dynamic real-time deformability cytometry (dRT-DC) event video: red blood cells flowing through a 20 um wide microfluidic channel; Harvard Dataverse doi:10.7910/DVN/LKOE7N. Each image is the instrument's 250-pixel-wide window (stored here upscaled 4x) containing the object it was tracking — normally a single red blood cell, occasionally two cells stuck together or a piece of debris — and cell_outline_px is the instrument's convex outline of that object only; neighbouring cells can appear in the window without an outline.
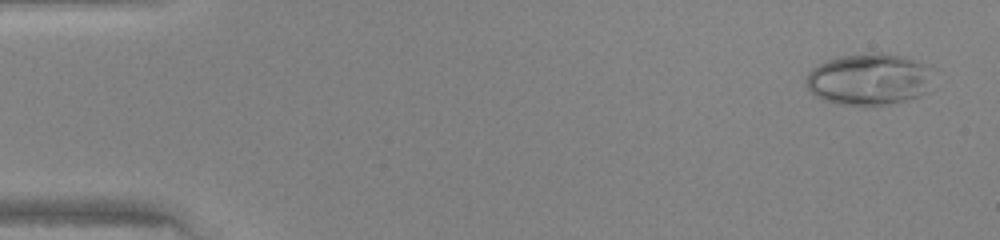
{"species": "human", "species_latin": "Homo sapiens", "temperature_condition": "warm", "stored_images_in_passage": 47, "camera_frame_rate_fps": 3000, "um_per_image_px": 0.085, "donor": {"sex": "female"}, "frame": {"image": 1, "passage_image": 3, "time_ms": 0.667, "image_size_px": [1000, 240], "cell_outline_px": [[924, 92], [920, 96], [888, 104], [840, 104], [824, 100], [816, 96], [804, 84], [804, 76], [812, 68], [828, 60], [840, 56], [876, 52], [880, 52], [900, 56], [916, 60], [924, 64]], "centroid_in_image_um": [73.69, 6.73], "position_along_channel_um": 11.3, "area_um2": 36.93}}
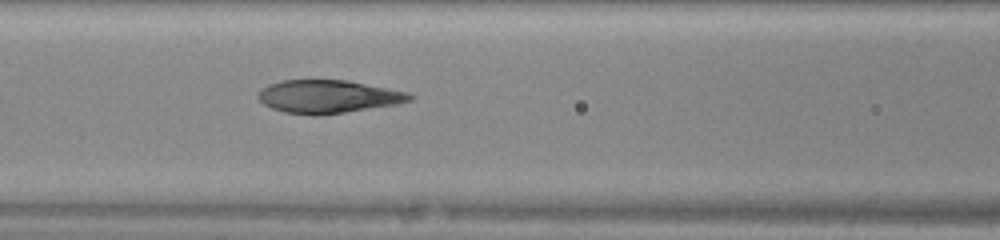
{"frame": {"image": 2, "passage_image": 21, "time_ms": 6.667, "image_size_px": [1000, 240], "cell_outline_px": [[416, 96], [412, 100], [396, 104], [320, 116], [316, 116], [284, 112], [272, 108], [264, 104], [256, 96], [268, 84], [280, 80], [348, 80], [408, 92]], "centroid_in_image_um": [27.9, 8.21], "position_along_channel_um": 138.7, "area_um2": 29.25}}
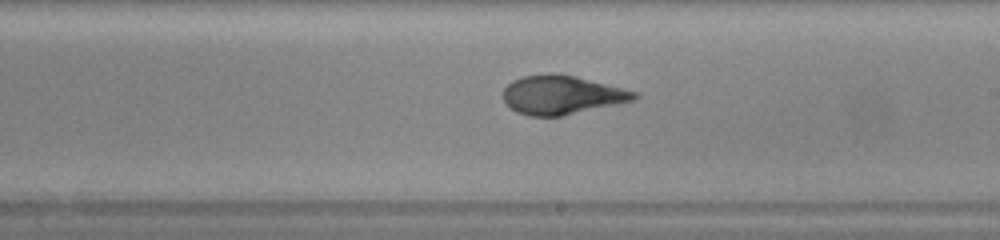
{"frame": {"image": 3, "passage_image": 28, "time_ms": 9.0, "image_size_px": [1000, 240], "cell_outline_px": [[640, 96], [636, 100], [560, 116], [528, 116], [516, 112], [504, 100], [504, 88], [512, 80], [524, 76], [552, 72], [576, 76], [640, 92]], "centroid_in_image_um": [47.79, 8.05], "position_along_channel_um": 241.2, "area_um2": 29.77}}